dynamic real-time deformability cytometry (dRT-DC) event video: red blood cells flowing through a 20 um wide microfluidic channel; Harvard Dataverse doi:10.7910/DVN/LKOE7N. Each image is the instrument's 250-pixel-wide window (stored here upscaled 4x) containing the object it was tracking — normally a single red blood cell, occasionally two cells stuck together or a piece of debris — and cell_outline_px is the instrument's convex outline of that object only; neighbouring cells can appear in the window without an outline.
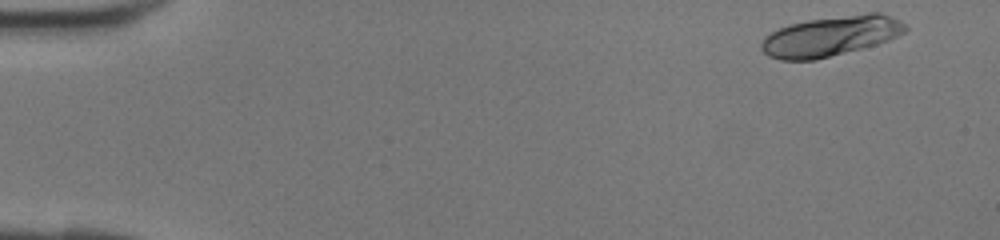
{"species": "human", "species_latin": "Homo sapiens", "temperature_condition": "room temperature", "stored_images_in_passage": 40, "camera_frame_rate_fps": 3000, "um_per_image_px": 0.085, "donor": {"sex": "female"}, "frame": {"image": 1, "passage_image": 1, "time_ms": 0.0, "image_size_px": [1000, 240], "cell_outline_px": [[908, 28], [904, 32], [888, 40], [876, 44], [816, 60], [780, 60], [768, 56], [760, 48], [760, 44], [764, 36], [788, 24], [808, 20], [868, 12], [880, 12], [892, 16], [900, 20]], "centroid_in_image_um": [70.6, 3.06], "position_along_channel_um": 14.4, "area_um2": 33.7}}
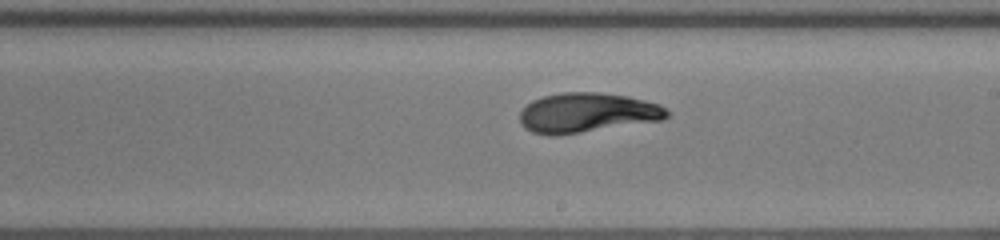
{"frame": {"image": 2, "passage_image": 23, "time_ms": 7.333, "image_size_px": [1000, 240], "cell_outline_px": [[672, 112], [664, 120], [556, 136], [548, 136], [532, 132], [524, 128], [520, 124], [520, 112], [532, 100], [544, 96], [564, 92], [600, 92], [628, 96], [660, 104], [668, 108]], "centroid_in_image_um": [49.94, 9.59], "position_along_channel_um": 239.1, "area_um2": 34.45}}
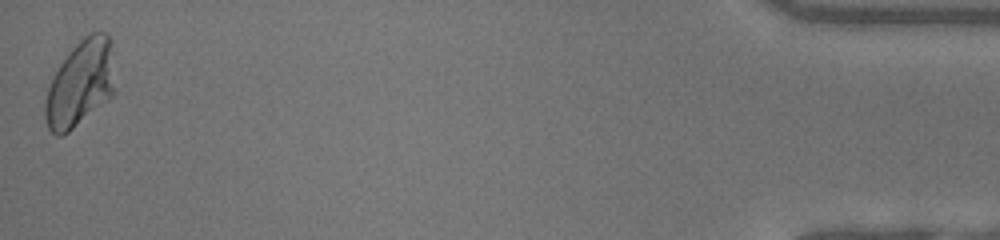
{"frame": {"image": 3, "passage_image": 40, "time_ms": 13.0, "image_size_px": [1000, 240], "cell_outline_px": [[116, 92], [112, 96], [68, 132], [60, 136], [56, 136], [48, 128], [44, 116], [44, 100], [48, 88], [60, 64], [72, 48], [88, 32], [108, 32], [116, 88]], "centroid_in_image_um": [6.83, 7.11], "position_along_channel_um": 428.4, "area_um2": 34.91}}